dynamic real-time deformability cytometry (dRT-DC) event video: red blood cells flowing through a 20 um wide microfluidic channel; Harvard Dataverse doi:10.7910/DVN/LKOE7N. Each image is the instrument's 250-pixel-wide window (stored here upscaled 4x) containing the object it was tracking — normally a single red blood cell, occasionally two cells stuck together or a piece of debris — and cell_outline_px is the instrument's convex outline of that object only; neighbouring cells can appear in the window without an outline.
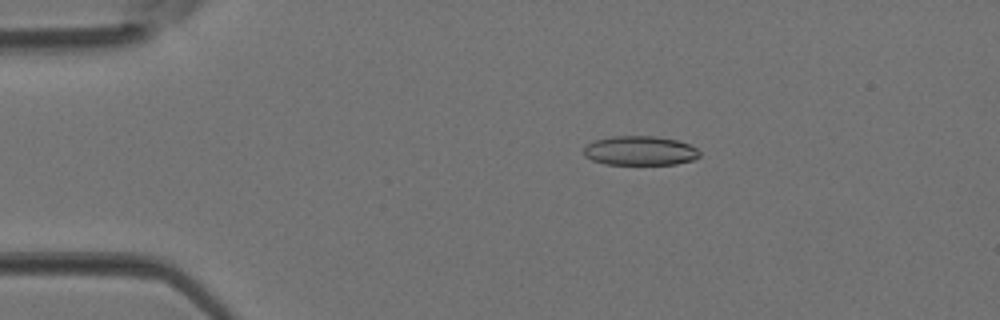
{"species": "Egyptian fruit bat (a non-hibernating species)", "species_latin": "Rousettus aegyptiacus", "temperature_condition": "room temperature", "stored_images_in_passage": 3, "camera_frame_rate_fps": 3000, "um_per_image_px": 0.085, "animal": {"sex": "female"}, "frame": {"image": 1, "passage_image": 2, "time_ms": 0.333, "image_size_px": [1000, 320], "cell_outline_px": [[700, 156], [692, 160], [676, 164], [604, 164], [592, 160], [584, 156], [584, 148], [592, 140], [612, 136], [656, 136], [676, 140], [688, 144], [696, 148], [700, 152]], "centroid_in_image_um": [54.38, 12.8], "position_along_channel_um": 30.6, "area_um2": 19.83}}